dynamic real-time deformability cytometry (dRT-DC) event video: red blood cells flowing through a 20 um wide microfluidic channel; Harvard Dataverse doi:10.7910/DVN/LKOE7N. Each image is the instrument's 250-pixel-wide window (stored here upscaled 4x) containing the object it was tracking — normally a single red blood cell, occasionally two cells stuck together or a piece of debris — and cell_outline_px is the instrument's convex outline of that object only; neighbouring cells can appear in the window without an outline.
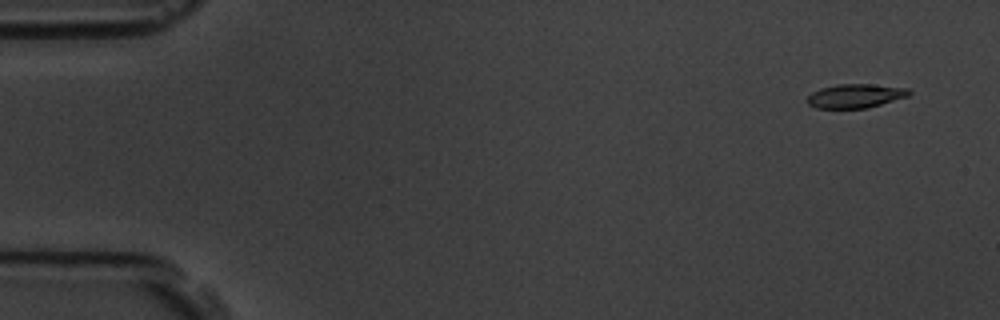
{"species": "common noctule bat (a hibernating species)", "species_latin": "Nyctalus noctula", "temperature_condition": "room temperature", "stored_images_in_passage": 4, "camera_frame_rate_fps": 3000, "um_per_image_px": 0.085, "animal": {"sex": "male", "body_mass_g": 19.5, "forearm_length_mm": 54.6}, "frame": {"image": 1, "passage_image": 1, "time_ms": 0.0, "image_size_px": [1000, 320], "cell_outline_px": [[912, 92], [908, 96], [868, 108], [816, 108], [808, 104], [804, 100], [812, 92], [820, 88], [836, 84], [872, 84], [908, 88]], "centroid_in_image_um": [72.68, 8.15], "position_along_channel_um": 12.3, "area_um2": 14.33}}